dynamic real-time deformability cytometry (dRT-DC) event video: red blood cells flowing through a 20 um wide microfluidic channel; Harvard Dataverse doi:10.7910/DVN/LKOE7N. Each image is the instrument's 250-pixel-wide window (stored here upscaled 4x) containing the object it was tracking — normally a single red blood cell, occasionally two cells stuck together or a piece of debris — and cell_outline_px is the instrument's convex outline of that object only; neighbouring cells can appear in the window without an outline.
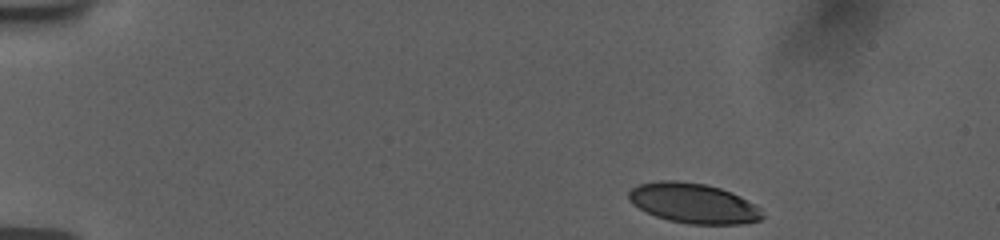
{"species": "human", "species_latin": "Homo sapiens", "temperature_condition": "room temperature", "stored_images_in_passage": 48, "camera_frame_rate_fps": 3000, "um_per_image_px": 0.085, "donor": {"sex": "female"}, "frame": {"image": 1, "passage_image": 1, "time_ms": 0.0, "image_size_px": [1000, 240], "cell_outline_px": [[764, 216], [760, 220], [740, 224], [688, 224], [668, 220], [656, 216], [632, 204], [628, 200], [628, 192], [632, 188], [640, 184], [660, 180], [676, 180], [704, 184], [720, 188], [732, 192], [756, 204], [760, 208]], "centroid_in_image_um": [58.95, 17.27], "position_along_channel_um": 26.0, "area_um2": 31.21}}
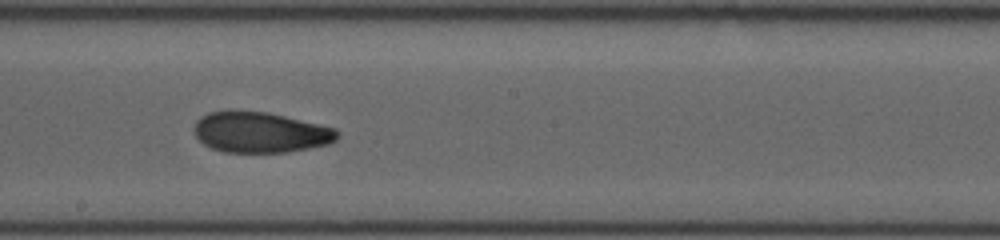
{"frame": {"image": 2, "passage_image": 25, "time_ms": 8.0, "image_size_px": [1000, 240], "cell_outline_px": [[340, 136], [336, 140], [328, 144], [288, 152], [224, 152], [212, 148], [204, 144], [196, 136], [192, 128], [196, 120], [200, 116], [208, 112], [268, 112], [320, 124], [336, 128], [340, 132]], "centroid_in_image_um": [22.15, 11.26], "position_along_channel_um": 226.1, "area_um2": 33.81}}
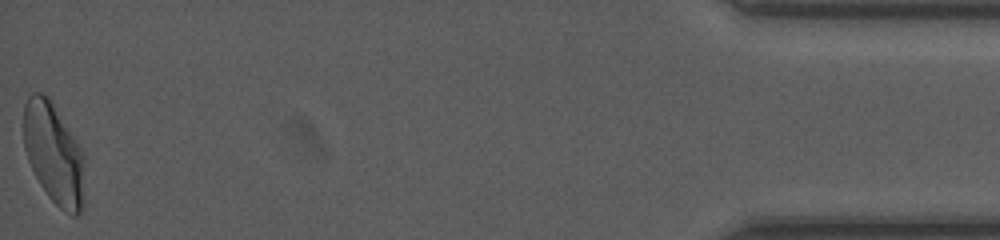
{"frame": {"image": 3, "passage_image": 48, "time_ms": 15.667, "image_size_px": [1000, 240], "cell_outline_px": [[84, 208], [76, 216], [72, 216], [64, 212], [48, 196], [40, 184], [28, 160], [24, 148], [24, 104], [28, 96], [32, 92], [44, 92], [52, 96], [84, 152]], "centroid_in_image_um": [4.6, 12.99], "position_along_channel_um": 430.6, "area_um2": 37.11}, "authors_computed_cell_mechanics": {"area_um2": 34.1309, "velocity_mm_per_s": 3.7631, "shape_relaxation_time_tau1_ms": 9.2629, "shape_relaxation_time_tau2_ms": 2.2917, "deformation_change_tau1": 0.2364, "deformation_change_tau2": 0.0793}}